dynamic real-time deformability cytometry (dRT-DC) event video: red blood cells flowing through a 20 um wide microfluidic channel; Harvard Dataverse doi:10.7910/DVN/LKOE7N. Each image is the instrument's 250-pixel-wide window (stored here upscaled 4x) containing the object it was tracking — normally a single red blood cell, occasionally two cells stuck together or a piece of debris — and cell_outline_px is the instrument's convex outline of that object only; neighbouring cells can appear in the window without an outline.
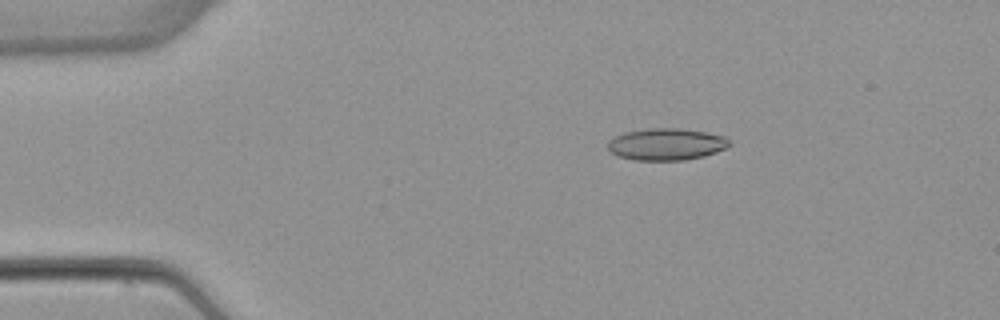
{"species": "common noctule bat (a hibernating species)", "species_latin": "Nyctalus noctula", "temperature_condition": "warm", "stored_images_in_passage": 6, "camera_frame_rate_fps": 3000, "um_per_image_px": 0.085, "animal": {"sex": "female", "body_mass_g": 22.7, "forearm_length_mm": 54.2}, "frame": {"image": 1, "passage_image": 3, "time_ms": 2.667, "image_size_px": [1000, 320], "cell_outline_px": [[732, 144], [716, 152], [704, 156], [684, 160], [636, 160], [620, 156], [612, 152], [608, 148], [608, 140], [624, 132], [648, 128], [680, 128], [704, 132], [724, 136]], "centroid_in_image_um": [56.64, 12.25], "position_along_channel_um": 28.4, "area_um2": 22.43}}
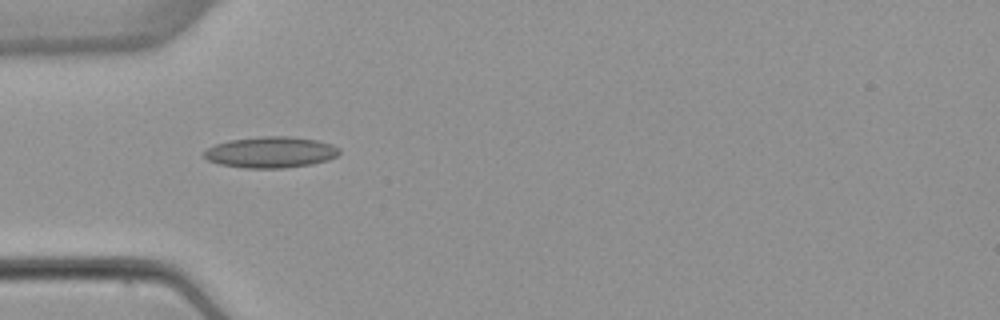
{"frame": {"image": 2, "passage_image": 5, "time_ms": 5.0, "image_size_px": [1000, 320], "cell_outline_px": [[340, 152], [336, 156], [328, 160], [312, 164], [284, 168], [244, 168], [220, 164], [208, 160], [200, 152], [216, 144], [228, 140], [264, 136], [288, 136], [316, 140], [332, 144], [340, 148]], "centroid_in_image_um": [23.0, 12.94], "position_along_channel_um": 62.0, "area_um2": 24.62}}
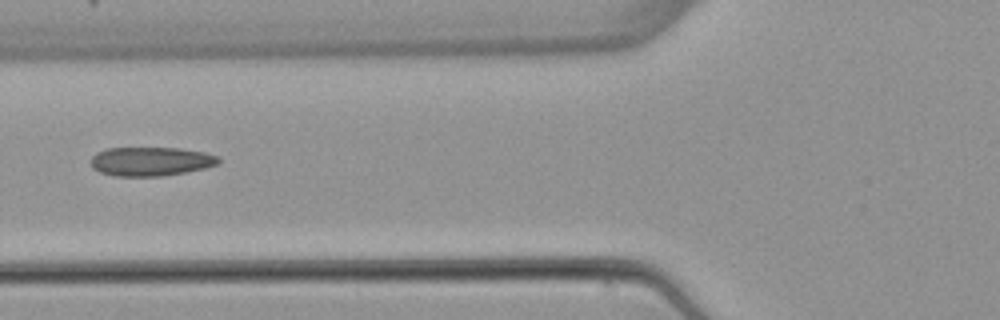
{"frame": {"image": 3, "passage_image": 6, "time_ms": 6.333, "image_size_px": [1000, 320], "cell_outline_px": [[220, 164], [204, 168], [164, 176], [112, 176], [100, 172], [92, 168], [92, 156], [96, 152], [108, 148], [180, 148], [204, 152], [220, 156]], "centroid_in_image_um": [12.84, 13.72], "position_along_channel_um": 113.0, "area_um2": 21.68}}